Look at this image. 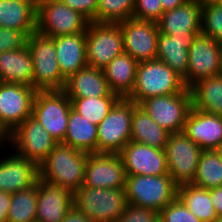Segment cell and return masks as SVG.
<instances>
[{
	"instance_id": "obj_39",
	"label": "cell",
	"mask_w": 222,
	"mask_h": 222,
	"mask_svg": "<svg viewBox=\"0 0 222 222\" xmlns=\"http://www.w3.org/2000/svg\"><path fill=\"white\" fill-rule=\"evenodd\" d=\"M117 222H159V212L127 203Z\"/></svg>"
},
{
	"instance_id": "obj_48",
	"label": "cell",
	"mask_w": 222,
	"mask_h": 222,
	"mask_svg": "<svg viewBox=\"0 0 222 222\" xmlns=\"http://www.w3.org/2000/svg\"><path fill=\"white\" fill-rule=\"evenodd\" d=\"M216 5L222 6V0H211Z\"/></svg>"
},
{
	"instance_id": "obj_5",
	"label": "cell",
	"mask_w": 222,
	"mask_h": 222,
	"mask_svg": "<svg viewBox=\"0 0 222 222\" xmlns=\"http://www.w3.org/2000/svg\"><path fill=\"white\" fill-rule=\"evenodd\" d=\"M32 56V87L38 90H62L66 79L61 75L54 39L38 33H32L26 40Z\"/></svg>"
},
{
	"instance_id": "obj_15",
	"label": "cell",
	"mask_w": 222,
	"mask_h": 222,
	"mask_svg": "<svg viewBox=\"0 0 222 222\" xmlns=\"http://www.w3.org/2000/svg\"><path fill=\"white\" fill-rule=\"evenodd\" d=\"M36 93L24 84L0 82V121L11 132L32 115Z\"/></svg>"
},
{
	"instance_id": "obj_6",
	"label": "cell",
	"mask_w": 222,
	"mask_h": 222,
	"mask_svg": "<svg viewBox=\"0 0 222 222\" xmlns=\"http://www.w3.org/2000/svg\"><path fill=\"white\" fill-rule=\"evenodd\" d=\"M136 103L120 98L97 125V153L120 154L131 141V124Z\"/></svg>"
},
{
	"instance_id": "obj_42",
	"label": "cell",
	"mask_w": 222,
	"mask_h": 222,
	"mask_svg": "<svg viewBox=\"0 0 222 222\" xmlns=\"http://www.w3.org/2000/svg\"><path fill=\"white\" fill-rule=\"evenodd\" d=\"M12 193L0 191V222L8 221V211Z\"/></svg>"
},
{
	"instance_id": "obj_9",
	"label": "cell",
	"mask_w": 222,
	"mask_h": 222,
	"mask_svg": "<svg viewBox=\"0 0 222 222\" xmlns=\"http://www.w3.org/2000/svg\"><path fill=\"white\" fill-rule=\"evenodd\" d=\"M85 37L87 64L90 67L104 69L124 52L123 33L118 23L90 22Z\"/></svg>"
},
{
	"instance_id": "obj_46",
	"label": "cell",
	"mask_w": 222,
	"mask_h": 222,
	"mask_svg": "<svg viewBox=\"0 0 222 222\" xmlns=\"http://www.w3.org/2000/svg\"><path fill=\"white\" fill-rule=\"evenodd\" d=\"M163 6V11L175 9L184 5L189 0H160Z\"/></svg>"
},
{
	"instance_id": "obj_3",
	"label": "cell",
	"mask_w": 222,
	"mask_h": 222,
	"mask_svg": "<svg viewBox=\"0 0 222 222\" xmlns=\"http://www.w3.org/2000/svg\"><path fill=\"white\" fill-rule=\"evenodd\" d=\"M178 185L169 174L126 175L127 203L160 212L177 197Z\"/></svg>"
},
{
	"instance_id": "obj_17",
	"label": "cell",
	"mask_w": 222,
	"mask_h": 222,
	"mask_svg": "<svg viewBox=\"0 0 222 222\" xmlns=\"http://www.w3.org/2000/svg\"><path fill=\"white\" fill-rule=\"evenodd\" d=\"M126 175L169 174L165 150L129 141L120 152Z\"/></svg>"
},
{
	"instance_id": "obj_2",
	"label": "cell",
	"mask_w": 222,
	"mask_h": 222,
	"mask_svg": "<svg viewBox=\"0 0 222 222\" xmlns=\"http://www.w3.org/2000/svg\"><path fill=\"white\" fill-rule=\"evenodd\" d=\"M183 79L163 61L154 59L138 62L134 88L127 99L137 105L150 97L182 93Z\"/></svg>"
},
{
	"instance_id": "obj_4",
	"label": "cell",
	"mask_w": 222,
	"mask_h": 222,
	"mask_svg": "<svg viewBox=\"0 0 222 222\" xmlns=\"http://www.w3.org/2000/svg\"><path fill=\"white\" fill-rule=\"evenodd\" d=\"M73 205L95 222H117L127 205L125 188L82 186L73 194Z\"/></svg>"
},
{
	"instance_id": "obj_45",
	"label": "cell",
	"mask_w": 222,
	"mask_h": 222,
	"mask_svg": "<svg viewBox=\"0 0 222 222\" xmlns=\"http://www.w3.org/2000/svg\"><path fill=\"white\" fill-rule=\"evenodd\" d=\"M3 143H8V146L11 144V131L0 121V150L4 148Z\"/></svg>"
},
{
	"instance_id": "obj_41",
	"label": "cell",
	"mask_w": 222,
	"mask_h": 222,
	"mask_svg": "<svg viewBox=\"0 0 222 222\" xmlns=\"http://www.w3.org/2000/svg\"><path fill=\"white\" fill-rule=\"evenodd\" d=\"M72 10L78 11L90 22L95 19L99 0H60Z\"/></svg>"
},
{
	"instance_id": "obj_34",
	"label": "cell",
	"mask_w": 222,
	"mask_h": 222,
	"mask_svg": "<svg viewBox=\"0 0 222 222\" xmlns=\"http://www.w3.org/2000/svg\"><path fill=\"white\" fill-rule=\"evenodd\" d=\"M72 108L88 119L92 124L98 125L109 113L120 97L100 98H69Z\"/></svg>"
},
{
	"instance_id": "obj_10",
	"label": "cell",
	"mask_w": 222,
	"mask_h": 222,
	"mask_svg": "<svg viewBox=\"0 0 222 222\" xmlns=\"http://www.w3.org/2000/svg\"><path fill=\"white\" fill-rule=\"evenodd\" d=\"M71 100L62 90H38L32 116L58 142L62 143L67 131Z\"/></svg>"
},
{
	"instance_id": "obj_32",
	"label": "cell",
	"mask_w": 222,
	"mask_h": 222,
	"mask_svg": "<svg viewBox=\"0 0 222 222\" xmlns=\"http://www.w3.org/2000/svg\"><path fill=\"white\" fill-rule=\"evenodd\" d=\"M192 183L205 189L222 186V158L214 150L201 152L196 177Z\"/></svg>"
},
{
	"instance_id": "obj_22",
	"label": "cell",
	"mask_w": 222,
	"mask_h": 222,
	"mask_svg": "<svg viewBox=\"0 0 222 222\" xmlns=\"http://www.w3.org/2000/svg\"><path fill=\"white\" fill-rule=\"evenodd\" d=\"M68 98L119 97L109 89L102 69L87 66L71 75L63 89Z\"/></svg>"
},
{
	"instance_id": "obj_29",
	"label": "cell",
	"mask_w": 222,
	"mask_h": 222,
	"mask_svg": "<svg viewBox=\"0 0 222 222\" xmlns=\"http://www.w3.org/2000/svg\"><path fill=\"white\" fill-rule=\"evenodd\" d=\"M169 135L139 105L133 109L131 141L164 150Z\"/></svg>"
},
{
	"instance_id": "obj_16",
	"label": "cell",
	"mask_w": 222,
	"mask_h": 222,
	"mask_svg": "<svg viewBox=\"0 0 222 222\" xmlns=\"http://www.w3.org/2000/svg\"><path fill=\"white\" fill-rule=\"evenodd\" d=\"M125 183V167L120 154H88L84 187L125 188Z\"/></svg>"
},
{
	"instance_id": "obj_1",
	"label": "cell",
	"mask_w": 222,
	"mask_h": 222,
	"mask_svg": "<svg viewBox=\"0 0 222 222\" xmlns=\"http://www.w3.org/2000/svg\"><path fill=\"white\" fill-rule=\"evenodd\" d=\"M88 154L58 143L39 166V179L74 194L84 184Z\"/></svg>"
},
{
	"instance_id": "obj_8",
	"label": "cell",
	"mask_w": 222,
	"mask_h": 222,
	"mask_svg": "<svg viewBox=\"0 0 222 222\" xmlns=\"http://www.w3.org/2000/svg\"><path fill=\"white\" fill-rule=\"evenodd\" d=\"M138 105L168 133L181 132L193 107L192 93L186 88L182 93L147 98Z\"/></svg>"
},
{
	"instance_id": "obj_30",
	"label": "cell",
	"mask_w": 222,
	"mask_h": 222,
	"mask_svg": "<svg viewBox=\"0 0 222 222\" xmlns=\"http://www.w3.org/2000/svg\"><path fill=\"white\" fill-rule=\"evenodd\" d=\"M177 197L202 222H217L218 216L211 200L210 189L193 183L178 186Z\"/></svg>"
},
{
	"instance_id": "obj_37",
	"label": "cell",
	"mask_w": 222,
	"mask_h": 222,
	"mask_svg": "<svg viewBox=\"0 0 222 222\" xmlns=\"http://www.w3.org/2000/svg\"><path fill=\"white\" fill-rule=\"evenodd\" d=\"M159 222H202L176 197L159 212Z\"/></svg>"
},
{
	"instance_id": "obj_26",
	"label": "cell",
	"mask_w": 222,
	"mask_h": 222,
	"mask_svg": "<svg viewBox=\"0 0 222 222\" xmlns=\"http://www.w3.org/2000/svg\"><path fill=\"white\" fill-rule=\"evenodd\" d=\"M33 64L27 44L22 48L0 52V82L32 87Z\"/></svg>"
},
{
	"instance_id": "obj_7",
	"label": "cell",
	"mask_w": 222,
	"mask_h": 222,
	"mask_svg": "<svg viewBox=\"0 0 222 222\" xmlns=\"http://www.w3.org/2000/svg\"><path fill=\"white\" fill-rule=\"evenodd\" d=\"M90 21L60 0H40L36 31L48 37L85 33Z\"/></svg>"
},
{
	"instance_id": "obj_25",
	"label": "cell",
	"mask_w": 222,
	"mask_h": 222,
	"mask_svg": "<svg viewBox=\"0 0 222 222\" xmlns=\"http://www.w3.org/2000/svg\"><path fill=\"white\" fill-rule=\"evenodd\" d=\"M37 6L28 0H0V27L21 31L27 38L36 32Z\"/></svg>"
},
{
	"instance_id": "obj_24",
	"label": "cell",
	"mask_w": 222,
	"mask_h": 222,
	"mask_svg": "<svg viewBox=\"0 0 222 222\" xmlns=\"http://www.w3.org/2000/svg\"><path fill=\"white\" fill-rule=\"evenodd\" d=\"M197 35L170 36L160 34L157 43L156 59L163 61L184 81L188 68V50Z\"/></svg>"
},
{
	"instance_id": "obj_33",
	"label": "cell",
	"mask_w": 222,
	"mask_h": 222,
	"mask_svg": "<svg viewBox=\"0 0 222 222\" xmlns=\"http://www.w3.org/2000/svg\"><path fill=\"white\" fill-rule=\"evenodd\" d=\"M37 183L12 193L7 222H36Z\"/></svg>"
},
{
	"instance_id": "obj_19",
	"label": "cell",
	"mask_w": 222,
	"mask_h": 222,
	"mask_svg": "<svg viewBox=\"0 0 222 222\" xmlns=\"http://www.w3.org/2000/svg\"><path fill=\"white\" fill-rule=\"evenodd\" d=\"M13 153L3 158L0 155V191L9 193L27 189L39 179V167L16 152Z\"/></svg>"
},
{
	"instance_id": "obj_40",
	"label": "cell",
	"mask_w": 222,
	"mask_h": 222,
	"mask_svg": "<svg viewBox=\"0 0 222 222\" xmlns=\"http://www.w3.org/2000/svg\"><path fill=\"white\" fill-rule=\"evenodd\" d=\"M26 40L27 37L21 31L0 27V52L20 49Z\"/></svg>"
},
{
	"instance_id": "obj_18",
	"label": "cell",
	"mask_w": 222,
	"mask_h": 222,
	"mask_svg": "<svg viewBox=\"0 0 222 222\" xmlns=\"http://www.w3.org/2000/svg\"><path fill=\"white\" fill-rule=\"evenodd\" d=\"M202 0H189L175 9L164 11L157 26L160 34L186 36L201 34Z\"/></svg>"
},
{
	"instance_id": "obj_38",
	"label": "cell",
	"mask_w": 222,
	"mask_h": 222,
	"mask_svg": "<svg viewBox=\"0 0 222 222\" xmlns=\"http://www.w3.org/2000/svg\"><path fill=\"white\" fill-rule=\"evenodd\" d=\"M163 12L160 0H136L132 18L157 22Z\"/></svg>"
},
{
	"instance_id": "obj_35",
	"label": "cell",
	"mask_w": 222,
	"mask_h": 222,
	"mask_svg": "<svg viewBox=\"0 0 222 222\" xmlns=\"http://www.w3.org/2000/svg\"><path fill=\"white\" fill-rule=\"evenodd\" d=\"M136 0H99L92 22L119 23L132 18Z\"/></svg>"
},
{
	"instance_id": "obj_43",
	"label": "cell",
	"mask_w": 222,
	"mask_h": 222,
	"mask_svg": "<svg viewBox=\"0 0 222 222\" xmlns=\"http://www.w3.org/2000/svg\"><path fill=\"white\" fill-rule=\"evenodd\" d=\"M62 222H95L86 216L83 212L79 211L74 205L64 216Z\"/></svg>"
},
{
	"instance_id": "obj_11",
	"label": "cell",
	"mask_w": 222,
	"mask_h": 222,
	"mask_svg": "<svg viewBox=\"0 0 222 222\" xmlns=\"http://www.w3.org/2000/svg\"><path fill=\"white\" fill-rule=\"evenodd\" d=\"M168 173L179 186L192 183L196 177L199 157L203 151L183 131L169 135L165 147Z\"/></svg>"
},
{
	"instance_id": "obj_50",
	"label": "cell",
	"mask_w": 222,
	"mask_h": 222,
	"mask_svg": "<svg viewBox=\"0 0 222 222\" xmlns=\"http://www.w3.org/2000/svg\"><path fill=\"white\" fill-rule=\"evenodd\" d=\"M220 75L222 76V49H221V69H220Z\"/></svg>"
},
{
	"instance_id": "obj_44",
	"label": "cell",
	"mask_w": 222,
	"mask_h": 222,
	"mask_svg": "<svg viewBox=\"0 0 222 222\" xmlns=\"http://www.w3.org/2000/svg\"><path fill=\"white\" fill-rule=\"evenodd\" d=\"M210 193L218 219H222V186L210 189Z\"/></svg>"
},
{
	"instance_id": "obj_27",
	"label": "cell",
	"mask_w": 222,
	"mask_h": 222,
	"mask_svg": "<svg viewBox=\"0 0 222 222\" xmlns=\"http://www.w3.org/2000/svg\"><path fill=\"white\" fill-rule=\"evenodd\" d=\"M138 62L128 53L115 57L103 70L109 89L120 98H127L135 84Z\"/></svg>"
},
{
	"instance_id": "obj_23",
	"label": "cell",
	"mask_w": 222,
	"mask_h": 222,
	"mask_svg": "<svg viewBox=\"0 0 222 222\" xmlns=\"http://www.w3.org/2000/svg\"><path fill=\"white\" fill-rule=\"evenodd\" d=\"M54 39L61 75L67 80L78 70L88 66L85 33L61 35Z\"/></svg>"
},
{
	"instance_id": "obj_13",
	"label": "cell",
	"mask_w": 222,
	"mask_h": 222,
	"mask_svg": "<svg viewBox=\"0 0 222 222\" xmlns=\"http://www.w3.org/2000/svg\"><path fill=\"white\" fill-rule=\"evenodd\" d=\"M222 43L203 34L197 35L188 50L186 88L202 79L220 75Z\"/></svg>"
},
{
	"instance_id": "obj_28",
	"label": "cell",
	"mask_w": 222,
	"mask_h": 222,
	"mask_svg": "<svg viewBox=\"0 0 222 222\" xmlns=\"http://www.w3.org/2000/svg\"><path fill=\"white\" fill-rule=\"evenodd\" d=\"M62 144L87 153H97V125L82 117L72 107Z\"/></svg>"
},
{
	"instance_id": "obj_47",
	"label": "cell",
	"mask_w": 222,
	"mask_h": 222,
	"mask_svg": "<svg viewBox=\"0 0 222 222\" xmlns=\"http://www.w3.org/2000/svg\"><path fill=\"white\" fill-rule=\"evenodd\" d=\"M213 150L222 158V141Z\"/></svg>"
},
{
	"instance_id": "obj_21",
	"label": "cell",
	"mask_w": 222,
	"mask_h": 222,
	"mask_svg": "<svg viewBox=\"0 0 222 222\" xmlns=\"http://www.w3.org/2000/svg\"><path fill=\"white\" fill-rule=\"evenodd\" d=\"M183 132L202 150H213L222 141V116L192 107Z\"/></svg>"
},
{
	"instance_id": "obj_20",
	"label": "cell",
	"mask_w": 222,
	"mask_h": 222,
	"mask_svg": "<svg viewBox=\"0 0 222 222\" xmlns=\"http://www.w3.org/2000/svg\"><path fill=\"white\" fill-rule=\"evenodd\" d=\"M73 206V193L38 179L36 222H62Z\"/></svg>"
},
{
	"instance_id": "obj_49",
	"label": "cell",
	"mask_w": 222,
	"mask_h": 222,
	"mask_svg": "<svg viewBox=\"0 0 222 222\" xmlns=\"http://www.w3.org/2000/svg\"><path fill=\"white\" fill-rule=\"evenodd\" d=\"M28 1L33 2L37 6L40 0H28Z\"/></svg>"
},
{
	"instance_id": "obj_36",
	"label": "cell",
	"mask_w": 222,
	"mask_h": 222,
	"mask_svg": "<svg viewBox=\"0 0 222 222\" xmlns=\"http://www.w3.org/2000/svg\"><path fill=\"white\" fill-rule=\"evenodd\" d=\"M201 34L222 43V6L202 0Z\"/></svg>"
},
{
	"instance_id": "obj_12",
	"label": "cell",
	"mask_w": 222,
	"mask_h": 222,
	"mask_svg": "<svg viewBox=\"0 0 222 222\" xmlns=\"http://www.w3.org/2000/svg\"><path fill=\"white\" fill-rule=\"evenodd\" d=\"M58 142L32 115L11 132V149L38 167Z\"/></svg>"
},
{
	"instance_id": "obj_14",
	"label": "cell",
	"mask_w": 222,
	"mask_h": 222,
	"mask_svg": "<svg viewBox=\"0 0 222 222\" xmlns=\"http://www.w3.org/2000/svg\"><path fill=\"white\" fill-rule=\"evenodd\" d=\"M118 24L123 33L124 52L137 62L156 59L159 36L157 22L128 18Z\"/></svg>"
},
{
	"instance_id": "obj_31",
	"label": "cell",
	"mask_w": 222,
	"mask_h": 222,
	"mask_svg": "<svg viewBox=\"0 0 222 222\" xmlns=\"http://www.w3.org/2000/svg\"><path fill=\"white\" fill-rule=\"evenodd\" d=\"M192 105L196 110L222 116V76L202 79L191 88Z\"/></svg>"
}]
</instances>
